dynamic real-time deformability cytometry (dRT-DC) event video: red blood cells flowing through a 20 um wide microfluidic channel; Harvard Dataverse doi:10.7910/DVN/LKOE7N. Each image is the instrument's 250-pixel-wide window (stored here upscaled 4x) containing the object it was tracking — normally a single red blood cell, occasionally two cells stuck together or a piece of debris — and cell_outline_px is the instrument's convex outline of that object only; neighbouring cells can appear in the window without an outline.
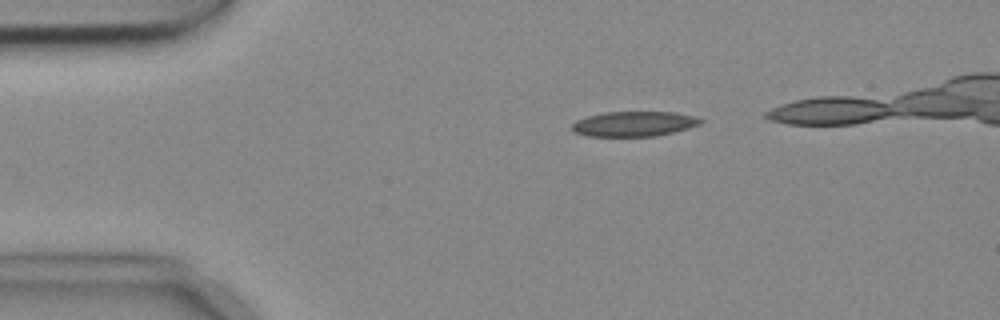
{"species": "common noctule bat (a hibernating species)", "species_latin": "Nyctalus noctula", "temperature_condition": "cold", "stored_images_in_passage": 14, "camera_frame_rate_fps": 3000, "um_per_image_px": 0.085, "animal": {"sex": "female", "body_mass_g": 18.4}, "frame": {"image": 1, "passage_image": 2, "time_ms": 0.333, "image_size_px": [1000, 320], "cell_outline_px": [[704, 120], [700, 124], [688, 128], [656, 136], [588, 136], [576, 132], [572, 128], [572, 124], [576, 120], [588, 116], [604, 112], [676, 112], [696, 116]], "centroid_in_image_um": [53.92, 10.52], "position_along_channel_um": 31.1, "area_um2": 18.67}}
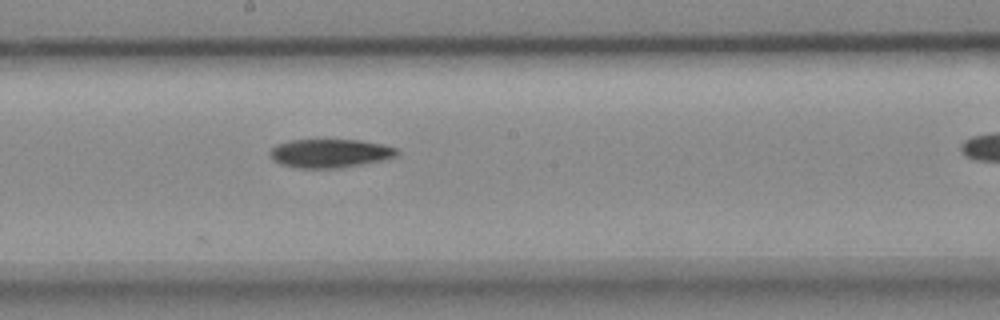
{"frame": {"image": 2, "passage_image": 9, "time_ms": 2.667, "image_size_px": [1000, 320], "cell_outline_px": [[400, 152], [396, 156], [380, 160], [340, 168], [296, 168], [280, 164], [272, 160], [268, 152], [276, 144], [288, 140], [360, 140], [384, 144], [396, 148]], "centroid_in_image_um": [28.0, 13.02], "position_along_channel_um": 220.2, "area_um2": 21.27}}